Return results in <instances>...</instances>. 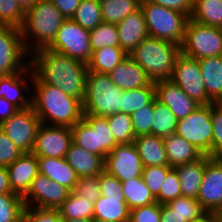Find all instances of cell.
Listing matches in <instances>:
<instances>
[{
  "mask_svg": "<svg viewBox=\"0 0 222 222\" xmlns=\"http://www.w3.org/2000/svg\"><path fill=\"white\" fill-rule=\"evenodd\" d=\"M29 59L33 75L40 82L58 87L83 102L88 64L48 48L34 51Z\"/></svg>",
  "mask_w": 222,
  "mask_h": 222,
  "instance_id": "6da1fadb",
  "label": "cell"
},
{
  "mask_svg": "<svg viewBox=\"0 0 222 222\" xmlns=\"http://www.w3.org/2000/svg\"><path fill=\"white\" fill-rule=\"evenodd\" d=\"M32 107L42 124L72 127L83 119V102L33 75Z\"/></svg>",
  "mask_w": 222,
  "mask_h": 222,
  "instance_id": "7a4b0ae2",
  "label": "cell"
},
{
  "mask_svg": "<svg viewBox=\"0 0 222 222\" xmlns=\"http://www.w3.org/2000/svg\"><path fill=\"white\" fill-rule=\"evenodd\" d=\"M65 17L51 0H38L25 11L20 28L24 46L29 54L47 48L56 37Z\"/></svg>",
  "mask_w": 222,
  "mask_h": 222,
  "instance_id": "3957f363",
  "label": "cell"
},
{
  "mask_svg": "<svg viewBox=\"0 0 222 222\" xmlns=\"http://www.w3.org/2000/svg\"><path fill=\"white\" fill-rule=\"evenodd\" d=\"M180 53L178 44L147 36L128 56L145 70L152 82H157L171 79Z\"/></svg>",
  "mask_w": 222,
  "mask_h": 222,
  "instance_id": "277c9868",
  "label": "cell"
},
{
  "mask_svg": "<svg viewBox=\"0 0 222 222\" xmlns=\"http://www.w3.org/2000/svg\"><path fill=\"white\" fill-rule=\"evenodd\" d=\"M122 95L123 91L111 81L109 74L88 70L84 115L106 117L121 112Z\"/></svg>",
  "mask_w": 222,
  "mask_h": 222,
  "instance_id": "5b68a950",
  "label": "cell"
},
{
  "mask_svg": "<svg viewBox=\"0 0 222 222\" xmlns=\"http://www.w3.org/2000/svg\"><path fill=\"white\" fill-rule=\"evenodd\" d=\"M140 8L149 36L182 45L185 28L190 17L179 11L141 0Z\"/></svg>",
  "mask_w": 222,
  "mask_h": 222,
  "instance_id": "8992f818",
  "label": "cell"
},
{
  "mask_svg": "<svg viewBox=\"0 0 222 222\" xmlns=\"http://www.w3.org/2000/svg\"><path fill=\"white\" fill-rule=\"evenodd\" d=\"M70 129L74 144L101 156L104 160L117 145L106 117L83 115V119Z\"/></svg>",
  "mask_w": 222,
  "mask_h": 222,
  "instance_id": "52a82bcc",
  "label": "cell"
},
{
  "mask_svg": "<svg viewBox=\"0 0 222 222\" xmlns=\"http://www.w3.org/2000/svg\"><path fill=\"white\" fill-rule=\"evenodd\" d=\"M181 53L194 59L222 55V28L188 20Z\"/></svg>",
  "mask_w": 222,
  "mask_h": 222,
  "instance_id": "ba28073f",
  "label": "cell"
},
{
  "mask_svg": "<svg viewBox=\"0 0 222 222\" xmlns=\"http://www.w3.org/2000/svg\"><path fill=\"white\" fill-rule=\"evenodd\" d=\"M175 133L190 142L203 155L212 157L211 104L200 105L190 115L178 120Z\"/></svg>",
  "mask_w": 222,
  "mask_h": 222,
  "instance_id": "9c48e42d",
  "label": "cell"
},
{
  "mask_svg": "<svg viewBox=\"0 0 222 222\" xmlns=\"http://www.w3.org/2000/svg\"><path fill=\"white\" fill-rule=\"evenodd\" d=\"M48 49L88 64L92 56L90 30L72 18L65 19Z\"/></svg>",
  "mask_w": 222,
  "mask_h": 222,
  "instance_id": "30bf717a",
  "label": "cell"
},
{
  "mask_svg": "<svg viewBox=\"0 0 222 222\" xmlns=\"http://www.w3.org/2000/svg\"><path fill=\"white\" fill-rule=\"evenodd\" d=\"M29 58L30 54L24 46L21 30L0 25V78L27 69Z\"/></svg>",
  "mask_w": 222,
  "mask_h": 222,
  "instance_id": "8fae6325",
  "label": "cell"
},
{
  "mask_svg": "<svg viewBox=\"0 0 222 222\" xmlns=\"http://www.w3.org/2000/svg\"><path fill=\"white\" fill-rule=\"evenodd\" d=\"M40 118L32 106L19 109L9 119L0 123V129L10 138L23 154L31 153L38 129Z\"/></svg>",
  "mask_w": 222,
  "mask_h": 222,
  "instance_id": "7c38bea8",
  "label": "cell"
},
{
  "mask_svg": "<svg viewBox=\"0 0 222 222\" xmlns=\"http://www.w3.org/2000/svg\"><path fill=\"white\" fill-rule=\"evenodd\" d=\"M171 80L200 105L213 103L207 96L197 59L180 53L176 59Z\"/></svg>",
  "mask_w": 222,
  "mask_h": 222,
  "instance_id": "4fadbf2b",
  "label": "cell"
},
{
  "mask_svg": "<svg viewBox=\"0 0 222 222\" xmlns=\"http://www.w3.org/2000/svg\"><path fill=\"white\" fill-rule=\"evenodd\" d=\"M143 163L134 143L117 144L106 156L104 171L120 182L142 177Z\"/></svg>",
  "mask_w": 222,
  "mask_h": 222,
  "instance_id": "5bb4252c",
  "label": "cell"
},
{
  "mask_svg": "<svg viewBox=\"0 0 222 222\" xmlns=\"http://www.w3.org/2000/svg\"><path fill=\"white\" fill-rule=\"evenodd\" d=\"M70 190L45 175L38 174L28 192L22 197L25 206L40 209H58L67 199Z\"/></svg>",
  "mask_w": 222,
  "mask_h": 222,
  "instance_id": "9a60e30c",
  "label": "cell"
},
{
  "mask_svg": "<svg viewBox=\"0 0 222 222\" xmlns=\"http://www.w3.org/2000/svg\"><path fill=\"white\" fill-rule=\"evenodd\" d=\"M71 143L70 127L41 124L31 153L37 157L65 158Z\"/></svg>",
  "mask_w": 222,
  "mask_h": 222,
  "instance_id": "2e32d148",
  "label": "cell"
},
{
  "mask_svg": "<svg viewBox=\"0 0 222 222\" xmlns=\"http://www.w3.org/2000/svg\"><path fill=\"white\" fill-rule=\"evenodd\" d=\"M197 200L206 212H222V157H211L205 164Z\"/></svg>",
  "mask_w": 222,
  "mask_h": 222,
  "instance_id": "e0dca14e",
  "label": "cell"
},
{
  "mask_svg": "<svg viewBox=\"0 0 222 222\" xmlns=\"http://www.w3.org/2000/svg\"><path fill=\"white\" fill-rule=\"evenodd\" d=\"M32 84L30 66L24 71L0 78V98L4 97L18 109L29 108L32 106Z\"/></svg>",
  "mask_w": 222,
  "mask_h": 222,
  "instance_id": "ac0fdd59",
  "label": "cell"
},
{
  "mask_svg": "<svg viewBox=\"0 0 222 222\" xmlns=\"http://www.w3.org/2000/svg\"><path fill=\"white\" fill-rule=\"evenodd\" d=\"M154 85L157 100L165 104L178 120L187 117L200 106L171 79L154 82Z\"/></svg>",
  "mask_w": 222,
  "mask_h": 222,
  "instance_id": "d6986e66",
  "label": "cell"
},
{
  "mask_svg": "<svg viewBox=\"0 0 222 222\" xmlns=\"http://www.w3.org/2000/svg\"><path fill=\"white\" fill-rule=\"evenodd\" d=\"M6 168L12 191L23 197L28 192L32 180L39 174L37 156L32 153L22 154Z\"/></svg>",
  "mask_w": 222,
  "mask_h": 222,
  "instance_id": "ffe728a7",
  "label": "cell"
},
{
  "mask_svg": "<svg viewBox=\"0 0 222 222\" xmlns=\"http://www.w3.org/2000/svg\"><path fill=\"white\" fill-rule=\"evenodd\" d=\"M117 26L119 46L129 55L136 46L149 36L141 8L121 20Z\"/></svg>",
  "mask_w": 222,
  "mask_h": 222,
  "instance_id": "44dd1931",
  "label": "cell"
},
{
  "mask_svg": "<svg viewBox=\"0 0 222 222\" xmlns=\"http://www.w3.org/2000/svg\"><path fill=\"white\" fill-rule=\"evenodd\" d=\"M109 76L122 91L148 86L152 82L145 70L129 56L116 66Z\"/></svg>",
  "mask_w": 222,
  "mask_h": 222,
  "instance_id": "7402d4cb",
  "label": "cell"
},
{
  "mask_svg": "<svg viewBox=\"0 0 222 222\" xmlns=\"http://www.w3.org/2000/svg\"><path fill=\"white\" fill-rule=\"evenodd\" d=\"M65 159L78 177L100 175L104 171L105 160L84 148L71 143Z\"/></svg>",
  "mask_w": 222,
  "mask_h": 222,
  "instance_id": "603a6c76",
  "label": "cell"
},
{
  "mask_svg": "<svg viewBox=\"0 0 222 222\" xmlns=\"http://www.w3.org/2000/svg\"><path fill=\"white\" fill-rule=\"evenodd\" d=\"M210 158L209 155H202L194 162L174 167L179 176L182 196L197 199L205 164Z\"/></svg>",
  "mask_w": 222,
  "mask_h": 222,
  "instance_id": "cb8c5ba5",
  "label": "cell"
},
{
  "mask_svg": "<svg viewBox=\"0 0 222 222\" xmlns=\"http://www.w3.org/2000/svg\"><path fill=\"white\" fill-rule=\"evenodd\" d=\"M37 159L40 174L65 186L70 191L74 190L79 177L65 158L37 157Z\"/></svg>",
  "mask_w": 222,
  "mask_h": 222,
  "instance_id": "d4e9b609",
  "label": "cell"
},
{
  "mask_svg": "<svg viewBox=\"0 0 222 222\" xmlns=\"http://www.w3.org/2000/svg\"><path fill=\"white\" fill-rule=\"evenodd\" d=\"M134 145L142 160L143 166H168L163 137L152 134L140 135L134 139Z\"/></svg>",
  "mask_w": 222,
  "mask_h": 222,
  "instance_id": "484cf974",
  "label": "cell"
},
{
  "mask_svg": "<svg viewBox=\"0 0 222 222\" xmlns=\"http://www.w3.org/2000/svg\"><path fill=\"white\" fill-rule=\"evenodd\" d=\"M198 62L207 96L213 103H218L222 99V55Z\"/></svg>",
  "mask_w": 222,
  "mask_h": 222,
  "instance_id": "4316f807",
  "label": "cell"
},
{
  "mask_svg": "<svg viewBox=\"0 0 222 222\" xmlns=\"http://www.w3.org/2000/svg\"><path fill=\"white\" fill-rule=\"evenodd\" d=\"M168 159V166H175L194 162L203 154L199 152L190 142L176 133L163 138Z\"/></svg>",
  "mask_w": 222,
  "mask_h": 222,
  "instance_id": "83f0119b",
  "label": "cell"
},
{
  "mask_svg": "<svg viewBox=\"0 0 222 222\" xmlns=\"http://www.w3.org/2000/svg\"><path fill=\"white\" fill-rule=\"evenodd\" d=\"M130 209L125 197L100 196L93 205V218L112 221L129 222Z\"/></svg>",
  "mask_w": 222,
  "mask_h": 222,
  "instance_id": "f1b7e54d",
  "label": "cell"
},
{
  "mask_svg": "<svg viewBox=\"0 0 222 222\" xmlns=\"http://www.w3.org/2000/svg\"><path fill=\"white\" fill-rule=\"evenodd\" d=\"M127 57L128 54L121 47H103L92 52L88 70L109 74Z\"/></svg>",
  "mask_w": 222,
  "mask_h": 222,
  "instance_id": "f546056e",
  "label": "cell"
},
{
  "mask_svg": "<svg viewBox=\"0 0 222 222\" xmlns=\"http://www.w3.org/2000/svg\"><path fill=\"white\" fill-rule=\"evenodd\" d=\"M190 19L222 28V0H194Z\"/></svg>",
  "mask_w": 222,
  "mask_h": 222,
  "instance_id": "4dcf8cb0",
  "label": "cell"
},
{
  "mask_svg": "<svg viewBox=\"0 0 222 222\" xmlns=\"http://www.w3.org/2000/svg\"><path fill=\"white\" fill-rule=\"evenodd\" d=\"M123 194L130 210L156 202L142 177L121 181Z\"/></svg>",
  "mask_w": 222,
  "mask_h": 222,
  "instance_id": "1f68e13d",
  "label": "cell"
},
{
  "mask_svg": "<svg viewBox=\"0 0 222 222\" xmlns=\"http://www.w3.org/2000/svg\"><path fill=\"white\" fill-rule=\"evenodd\" d=\"M93 205L94 202L92 200L70 191L67 199L57 210L64 220L93 219Z\"/></svg>",
  "mask_w": 222,
  "mask_h": 222,
  "instance_id": "d6a6232c",
  "label": "cell"
},
{
  "mask_svg": "<svg viewBox=\"0 0 222 222\" xmlns=\"http://www.w3.org/2000/svg\"><path fill=\"white\" fill-rule=\"evenodd\" d=\"M103 22L118 24L140 8L141 0H99Z\"/></svg>",
  "mask_w": 222,
  "mask_h": 222,
  "instance_id": "836d02e7",
  "label": "cell"
},
{
  "mask_svg": "<svg viewBox=\"0 0 222 222\" xmlns=\"http://www.w3.org/2000/svg\"><path fill=\"white\" fill-rule=\"evenodd\" d=\"M154 98V82H151L148 86L123 91L121 113L131 115L136 110L149 104Z\"/></svg>",
  "mask_w": 222,
  "mask_h": 222,
  "instance_id": "e575fe53",
  "label": "cell"
},
{
  "mask_svg": "<svg viewBox=\"0 0 222 222\" xmlns=\"http://www.w3.org/2000/svg\"><path fill=\"white\" fill-rule=\"evenodd\" d=\"M178 119L170 109L154 98V117L152 122V135L165 137L176 132Z\"/></svg>",
  "mask_w": 222,
  "mask_h": 222,
  "instance_id": "d590c367",
  "label": "cell"
},
{
  "mask_svg": "<svg viewBox=\"0 0 222 222\" xmlns=\"http://www.w3.org/2000/svg\"><path fill=\"white\" fill-rule=\"evenodd\" d=\"M72 19L84 29H94L103 22L100 1L81 0Z\"/></svg>",
  "mask_w": 222,
  "mask_h": 222,
  "instance_id": "8d00e7d4",
  "label": "cell"
},
{
  "mask_svg": "<svg viewBox=\"0 0 222 222\" xmlns=\"http://www.w3.org/2000/svg\"><path fill=\"white\" fill-rule=\"evenodd\" d=\"M106 119L117 144L134 142L136 137L132 126V119L129 114L119 112L106 116Z\"/></svg>",
  "mask_w": 222,
  "mask_h": 222,
  "instance_id": "74e56055",
  "label": "cell"
},
{
  "mask_svg": "<svg viewBox=\"0 0 222 222\" xmlns=\"http://www.w3.org/2000/svg\"><path fill=\"white\" fill-rule=\"evenodd\" d=\"M25 204L16 193L0 194V222H23Z\"/></svg>",
  "mask_w": 222,
  "mask_h": 222,
  "instance_id": "f35d334b",
  "label": "cell"
},
{
  "mask_svg": "<svg viewBox=\"0 0 222 222\" xmlns=\"http://www.w3.org/2000/svg\"><path fill=\"white\" fill-rule=\"evenodd\" d=\"M92 52L103 47H120L116 24L102 22L90 30Z\"/></svg>",
  "mask_w": 222,
  "mask_h": 222,
  "instance_id": "ab89813d",
  "label": "cell"
},
{
  "mask_svg": "<svg viewBox=\"0 0 222 222\" xmlns=\"http://www.w3.org/2000/svg\"><path fill=\"white\" fill-rule=\"evenodd\" d=\"M167 205L176 213L186 217L187 222L198 219L206 213L198 200L194 198L181 196L171 200Z\"/></svg>",
  "mask_w": 222,
  "mask_h": 222,
  "instance_id": "60d3db41",
  "label": "cell"
},
{
  "mask_svg": "<svg viewBox=\"0 0 222 222\" xmlns=\"http://www.w3.org/2000/svg\"><path fill=\"white\" fill-rule=\"evenodd\" d=\"M25 11L16 0H0V25L21 28Z\"/></svg>",
  "mask_w": 222,
  "mask_h": 222,
  "instance_id": "b9f144b4",
  "label": "cell"
},
{
  "mask_svg": "<svg viewBox=\"0 0 222 222\" xmlns=\"http://www.w3.org/2000/svg\"><path fill=\"white\" fill-rule=\"evenodd\" d=\"M135 137L152 134L154 117V99L147 105L133 112L131 115Z\"/></svg>",
  "mask_w": 222,
  "mask_h": 222,
  "instance_id": "7bdbcfd3",
  "label": "cell"
},
{
  "mask_svg": "<svg viewBox=\"0 0 222 222\" xmlns=\"http://www.w3.org/2000/svg\"><path fill=\"white\" fill-rule=\"evenodd\" d=\"M172 169L170 166H147L144 167L142 178L154 198L159 195L167 173Z\"/></svg>",
  "mask_w": 222,
  "mask_h": 222,
  "instance_id": "ee69618b",
  "label": "cell"
},
{
  "mask_svg": "<svg viewBox=\"0 0 222 222\" xmlns=\"http://www.w3.org/2000/svg\"><path fill=\"white\" fill-rule=\"evenodd\" d=\"M181 188L179 176L174 168L166 175L163 185L160 188L159 195L155 198L159 204H167L171 200L181 197Z\"/></svg>",
  "mask_w": 222,
  "mask_h": 222,
  "instance_id": "f6af8a7d",
  "label": "cell"
},
{
  "mask_svg": "<svg viewBox=\"0 0 222 222\" xmlns=\"http://www.w3.org/2000/svg\"><path fill=\"white\" fill-rule=\"evenodd\" d=\"M211 123L213 127L212 157H222V107L211 104Z\"/></svg>",
  "mask_w": 222,
  "mask_h": 222,
  "instance_id": "bcb514c9",
  "label": "cell"
},
{
  "mask_svg": "<svg viewBox=\"0 0 222 222\" xmlns=\"http://www.w3.org/2000/svg\"><path fill=\"white\" fill-rule=\"evenodd\" d=\"M73 192L88 200H92L95 203V201L101 196L99 175L79 177Z\"/></svg>",
  "mask_w": 222,
  "mask_h": 222,
  "instance_id": "7dc6e473",
  "label": "cell"
},
{
  "mask_svg": "<svg viewBox=\"0 0 222 222\" xmlns=\"http://www.w3.org/2000/svg\"><path fill=\"white\" fill-rule=\"evenodd\" d=\"M23 222H64L57 209H40L25 206Z\"/></svg>",
  "mask_w": 222,
  "mask_h": 222,
  "instance_id": "c3c4849f",
  "label": "cell"
},
{
  "mask_svg": "<svg viewBox=\"0 0 222 222\" xmlns=\"http://www.w3.org/2000/svg\"><path fill=\"white\" fill-rule=\"evenodd\" d=\"M161 204H153L130 210L129 222H160Z\"/></svg>",
  "mask_w": 222,
  "mask_h": 222,
  "instance_id": "681fc988",
  "label": "cell"
},
{
  "mask_svg": "<svg viewBox=\"0 0 222 222\" xmlns=\"http://www.w3.org/2000/svg\"><path fill=\"white\" fill-rule=\"evenodd\" d=\"M23 153L14 142L0 129V166H9Z\"/></svg>",
  "mask_w": 222,
  "mask_h": 222,
  "instance_id": "f907efd6",
  "label": "cell"
},
{
  "mask_svg": "<svg viewBox=\"0 0 222 222\" xmlns=\"http://www.w3.org/2000/svg\"><path fill=\"white\" fill-rule=\"evenodd\" d=\"M99 185L101 195L106 198L124 197L121 182L116 177L109 175L106 171H103L99 175Z\"/></svg>",
  "mask_w": 222,
  "mask_h": 222,
  "instance_id": "816d5d0a",
  "label": "cell"
},
{
  "mask_svg": "<svg viewBox=\"0 0 222 222\" xmlns=\"http://www.w3.org/2000/svg\"><path fill=\"white\" fill-rule=\"evenodd\" d=\"M191 16L194 0H146Z\"/></svg>",
  "mask_w": 222,
  "mask_h": 222,
  "instance_id": "f5cc1de1",
  "label": "cell"
},
{
  "mask_svg": "<svg viewBox=\"0 0 222 222\" xmlns=\"http://www.w3.org/2000/svg\"><path fill=\"white\" fill-rule=\"evenodd\" d=\"M55 7L62 13L65 19L74 16L76 9L80 5L81 0H51Z\"/></svg>",
  "mask_w": 222,
  "mask_h": 222,
  "instance_id": "db71d44e",
  "label": "cell"
},
{
  "mask_svg": "<svg viewBox=\"0 0 222 222\" xmlns=\"http://www.w3.org/2000/svg\"><path fill=\"white\" fill-rule=\"evenodd\" d=\"M160 222H187L186 217L176 213L167 204L161 205Z\"/></svg>",
  "mask_w": 222,
  "mask_h": 222,
  "instance_id": "11a10c76",
  "label": "cell"
},
{
  "mask_svg": "<svg viewBox=\"0 0 222 222\" xmlns=\"http://www.w3.org/2000/svg\"><path fill=\"white\" fill-rule=\"evenodd\" d=\"M18 110L16 106L8 102L4 97L0 98V123L9 119Z\"/></svg>",
  "mask_w": 222,
  "mask_h": 222,
  "instance_id": "9f6ffc18",
  "label": "cell"
},
{
  "mask_svg": "<svg viewBox=\"0 0 222 222\" xmlns=\"http://www.w3.org/2000/svg\"><path fill=\"white\" fill-rule=\"evenodd\" d=\"M14 193L9 183V175L5 166H0V194Z\"/></svg>",
  "mask_w": 222,
  "mask_h": 222,
  "instance_id": "6f0895ef",
  "label": "cell"
},
{
  "mask_svg": "<svg viewBox=\"0 0 222 222\" xmlns=\"http://www.w3.org/2000/svg\"><path fill=\"white\" fill-rule=\"evenodd\" d=\"M191 222H218V213L206 212L200 218L195 219Z\"/></svg>",
  "mask_w": 222,
  "mask_h": 222,
  "instance_id": "680465c9",
  "label": "cell"
},
{
  "mask_svg": "<svg viewBox=\"0 0 222 222\" xmlns=\"http://www.w3.org/2000/svg\"><path fill=\"white\" fill-rule=\"evenodd\" d=\"M19 6L24 10L30 9L38 0H16Z\"/></svg>",
  "mask_w": 222,
  "mask_h": 222,
  "instance_id": "91938a15",
  "label": "cell"
},
{
  "mask_svg": "<svg viewBox=\"0 0 222 222\" xmlns=\"http://www.w3.org/2000/svg\"><path fill=\"white\" fill-rule=\"evenodd\" d=\"M64 222H92V219H70L64 220Z\"/></svg>",
  "mask_w": 222,
  "mask_h": 222,
  "instance_id": "94428289",
  "label": "cell"
},
{
  "mask_svg": "<svg viewBox=\"0 0 222 222\" xmlns=\"http://www.w3.org/2000/svg\"><path fill=\"white\" fill-rule=\"evenodd\" d=\"M92 222H112V221H105V220H100V219H92Z\"/></svg>",
  "mask_w": 222,
  "mask_h": 222,
  "instance_id": "6125c7cd",
  "label": "cell"
},
{
  "mask_svg": "<svg viewBox=\"0 0 222 222\" xmlns=\"http://www.w3.org/2000/svg\"><path fill=\"white\" fill-rule=\"evenodd\" d=\"M218 222H222V212L218 213Z\"/></svg>",
  "mask_w": 222,
  "mask_h": 222,
  "instance_id": "be15d7a7",
  "label": "cell"
},
{
  "mask_svg": "<svg viewBox=\"0 0 222 222\" xmlns=\"http://www.w3.org/2000/svg\"><path fill=\"white\" fill-rule=\"evenodd\" d=\"M218 104L222 107V99L218 102Z\"/></svg>",
  "mask_w": 222,
  "mask_h": 222,
  "instance_id": "e7e4bbea",
  "label": "cell"
}]
</instances>
